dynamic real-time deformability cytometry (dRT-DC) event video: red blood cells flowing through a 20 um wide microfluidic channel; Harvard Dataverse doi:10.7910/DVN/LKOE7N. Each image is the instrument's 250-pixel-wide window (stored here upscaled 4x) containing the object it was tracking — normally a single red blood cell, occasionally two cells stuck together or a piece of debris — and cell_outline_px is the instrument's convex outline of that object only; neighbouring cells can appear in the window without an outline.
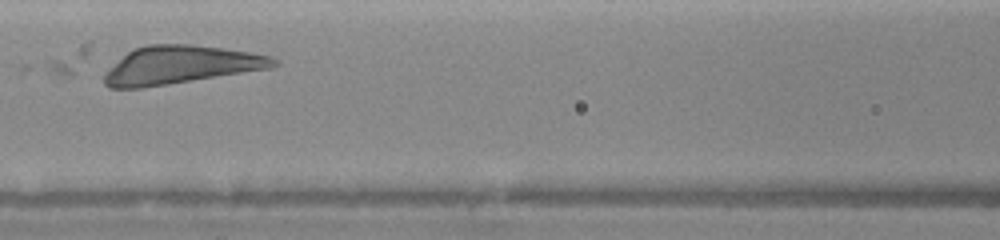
{"species": "human", "species_latin": "Homo sapiens", "temperature_condition": "warm", "stored_images_in_passage": 4, "camera_frame_rate_fps": 3000, "um_per_image_px": 0.085, "donor": {"sex": "female"}, "frame": {"image": 1, "passage_image": 3, "time_ms": 2.0, "image_size_px": [1000, 240], "cell_outline_px": [[280, 64], [272, 68], [144, 88], [108, 88], [104, 84], [104, 76], [128, 52], [136, 48], [148, 44], [192, 44], [224, 48], [248, 52], [268, 56], [276, 60]], "centroid_in_image_um": [15.38, 5.53], "position_along_channel_um": 151.2, "area_um2": 37.11}}